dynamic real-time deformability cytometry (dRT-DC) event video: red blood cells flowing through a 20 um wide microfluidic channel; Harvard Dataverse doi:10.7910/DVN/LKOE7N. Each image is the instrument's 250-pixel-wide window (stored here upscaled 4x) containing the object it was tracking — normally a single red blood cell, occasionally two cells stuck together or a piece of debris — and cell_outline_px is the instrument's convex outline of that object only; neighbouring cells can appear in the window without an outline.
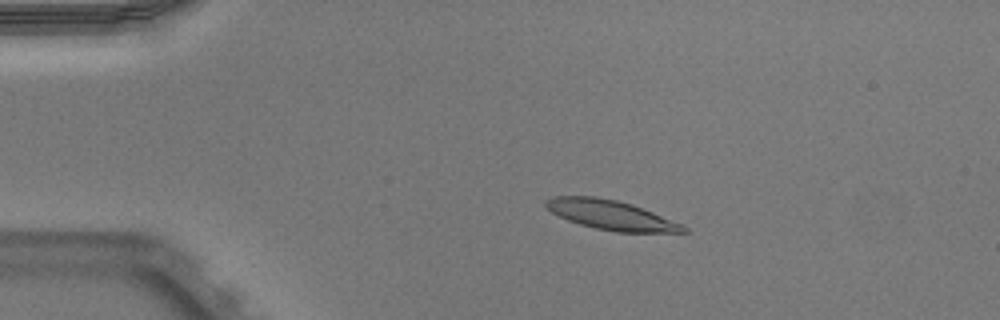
{"species": "Egyptian fruit bat (a non-hibernating species)", "species_latin": "Rousettus aegyptiacus", "temperature_condition": "warm", "stored_images_in_passage": 42, "camera_frame_rate_fps": 3000, "um_per_image_px": 0.085, "animal": {"sex": "male"}, "frame": {"image": 1, "passage_image": 1, "time_ms": 0.0, "image_size_px": [1000, 320], "cell_outline_px": [[688, 232], [616, 232], [596, 228], [580, 224], [568, 220], [552, 212], [544, 204], [544, 200], [552, 196], [592, 196], [616, 200], [632, 204], [652, 212], [680, 224], [688, 228]], "centroid_in_image_um": [51.89, 18.27], "position_along_channel_um": 33.1, "area_um2": 23.29}}
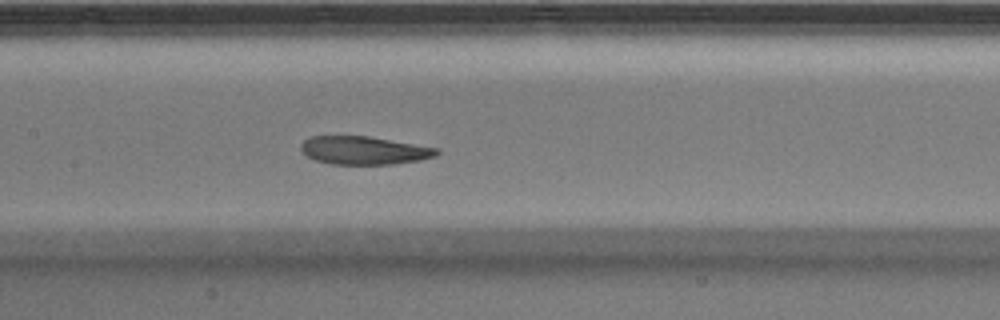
{"frame": {"image": 2, "passage_image": 16, "time_ms": 5.0, "image_size_px": [1000, 320], "cell_outline_px": [[440, 152], [436, 156], [420, 160], [396, 164], [332, 164], [316, 160], [308, 156], [300, 148], [300, 144], [304, 140], [312, 136], [368, 136], [440, 148]], "centroid_in_image_um": [30.99, 12.78], "position_along_channel_um": 176.4, "area_um2": 22.31}}
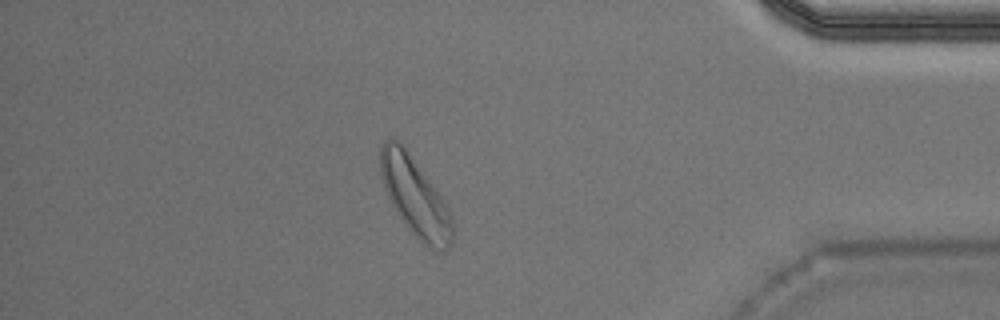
{"frame": {"image": 3, "passage_image": 36, "time_ms": 11.667, "image_size_px": [1000, 320], "cell_outline_px": [[456, 232], [452, 244], [444, 252], [440, 252], [424, 244], [412, 232], [396, 212], [384, 188], [380, 176], [380, 144], [384, 140], [396, 140], [408, 152], [444, 200], [452, 216]], "centroid_in_image_um": [35.32, 16.79], "position_along_channel_um": 399.9, "area_um2": 32.89}, "authors_computed_cell_mechanics": {"area_um2": 24.0737, "velocity_mm_per_s": 3.8713, "shape_relaxation_time_tau1_ms": 5.2758, "shape_relaxation_time_tau2_ms": 3.1131, "deformation_change_tau1": 0.1493, "deformation_change_tau2": 0.0976}}